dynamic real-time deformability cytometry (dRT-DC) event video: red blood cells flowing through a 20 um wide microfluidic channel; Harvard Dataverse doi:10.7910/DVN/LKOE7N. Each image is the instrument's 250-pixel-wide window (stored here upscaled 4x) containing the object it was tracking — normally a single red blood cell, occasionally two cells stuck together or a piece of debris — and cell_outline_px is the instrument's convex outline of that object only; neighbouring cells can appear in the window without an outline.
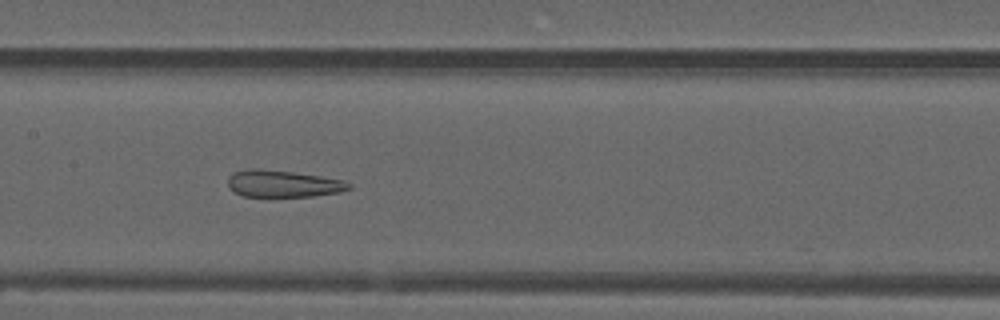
{"species": "common noctule bat (a hibernating species)", "species_latin": "Nyctalus noctula", "temperature_condition": "warm", "stored_images_in_passage": 41, "camera_frame_rate_fps": 3000, "um_per_image_px": 0.085, "animal": {"sex": "male", "forearm_length_mm": 52.5}, "frame": {"image": 1, "passage_image": 12, "time_ms": 3.667, "image_size_px": [1000, 320], "cell_outline_px": [[352, 188], [340, 192], [312, 196], [272, 200], [240, 196], [228, 188], [228, 176], [232, 172], [248, 168], [256, 168], [292, 172], [320, 176], [344, 180], [352, 184]], "centroid_in_image_um": [23.99, 15.67], "position_along_channel_um": 183.4, "area_um2": 20.17}}
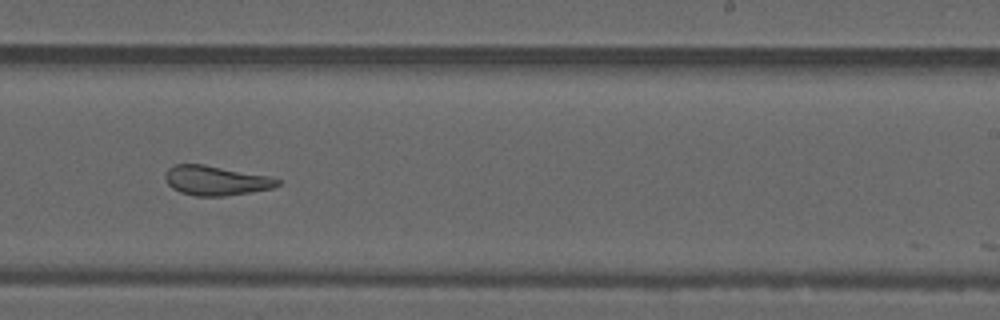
{"frame": {"image": 2, "passage_image": 19, "time_ms": 6.0, "image_size_px": [1000, 320], "cell_outline_px": [[280, 184], [272, 188], [224, 196], [196, 196], [180, 192], [172, 188], [168, 184], [164, 176], [168, 168], [176, 164], [204, 164], [268, 176], [280, 180]], "centroid_in_image_um": [18.31, 15.34], "position_along_channel_um": 270.7, "area_um2": 19.19}}
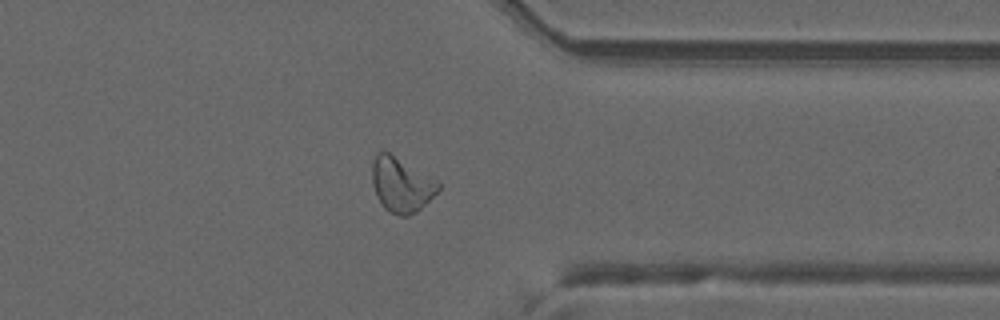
{"frame": {"image": 3, "passage_image": 28, "time_ms": 9.0, "image_size_px": [1000, 320], "cell_outline_px": [[440, 188], [416, 212], [408, 216], [400, 216], [388, 212], [384, 208], [376, 196], [372, 184], [372, 164], [376, 156], [380, 152], [388, 152], [440, 184]], "centroid_in_image_um": [34.05, 15.75], "position_along_channel_um": 377.3, "area_um2": 20.35}, "authors_computed_cell_mechanics": {"area_um2": 20.7502, "velocity_mm_per_s": 3.7641, "shape_relaxation_time_tau1_ms": null, "shape_relaxation_time_tau2_ms": 1.415, "deformation_change_tau1": null, "deformation_change_tau2": 0.1015}}